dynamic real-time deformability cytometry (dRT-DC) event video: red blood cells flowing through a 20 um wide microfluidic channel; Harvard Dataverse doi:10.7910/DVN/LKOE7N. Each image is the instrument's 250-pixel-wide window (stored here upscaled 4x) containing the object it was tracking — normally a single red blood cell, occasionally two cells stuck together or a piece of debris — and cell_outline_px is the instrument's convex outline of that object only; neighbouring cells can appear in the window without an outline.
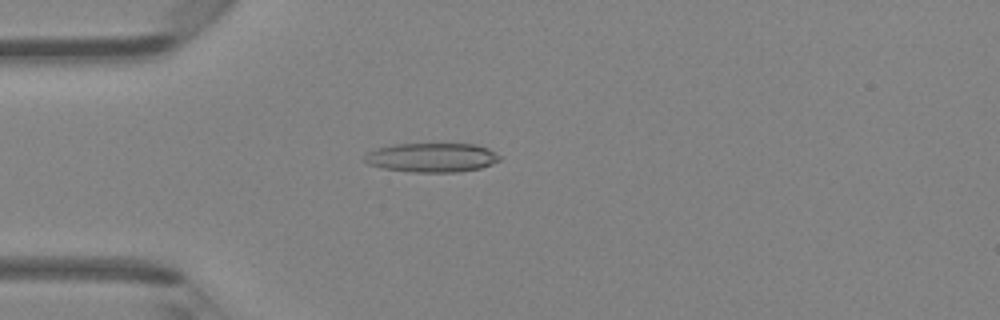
{"species": "Egyptian fruit bat (a non-hibernating species)", "species_latin": "Rousettus aegyptiacus", "temperature_condition": "room temperature", "stored_images_in_passage": 43, "camera_frame_rate_fps": 3000, "um_per_image_px": 0.085, "animal": {"sex": "female"}, "frame": {"image": 1, "passage_image": 9, "time_ms": 2.667, "image_size_px": [1000, 320], "cell_outline_px": [[500, 160], [492, 164], [480, 168], [456, 172], [412, 172], [384, 168], [368, 164], [364, 160], [364, 156], [368, 152], [376, 148], [396, 144], [476, 144], [488, 148], [500, 156]], "centroid_in_image_um": [36.71, 13.39], "position_along_channel_um": 48.3, "area_um2": 22.89}}
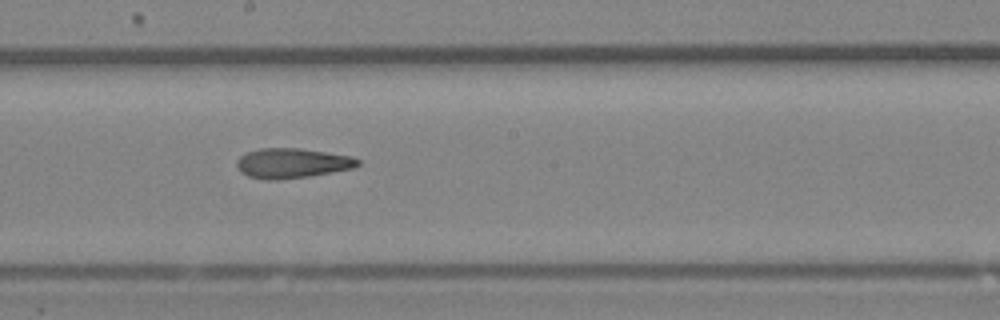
{"frame": {"image": 2, "passage_image": 22, "time_ms": 7.0, "image_size_px": [1000, 320], "cell_outline_px": [[360, 164], [352, 168], [332, 172], [308, 176], [276, 180], [264, 180], [248, 176], [240, 172], [236, 164], [236, 160], [244, 152], [260, 148], [300, 148], [352, 156], [360, 160]], "centroid_in_image_um": [24.79, 13.86], "position_along_channel_um": 223.4, "area_um2": 21.21}}
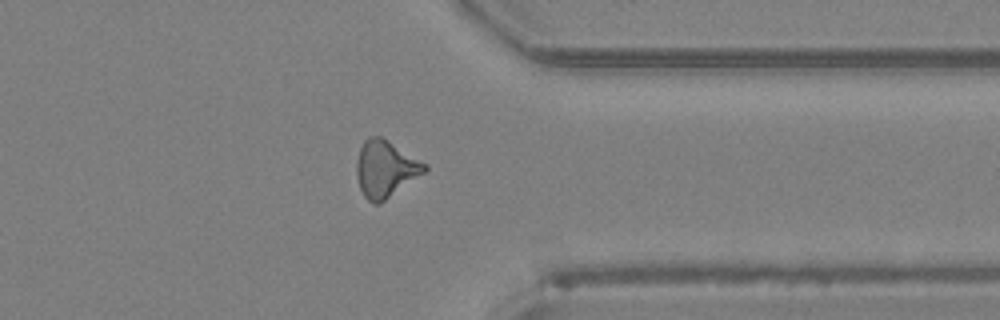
{"frame": {"image": 3, "passage_image": 33, "time_ms": 10.667, "image_size_px": [1000, 320], "cell_outline_px": [[428, 168], [424, 172], [380, 204], [372, 204], [364, 196], [360, 188], [356, 176], [356, 160], [360, 148], [364, 140], [368, 136], [380, 136], [388, 140], [428, 164]], "centroid_in_image_um": [32.74, 14.34], "position_along_channel_um": 378.7, "area_um2": 22.54}, "authors_computed_cell_mechanics": {"area_um2": 21.097, "velocity_mm_per_s": 4.3749, "shape_relaxation_time_tau1_ms": null, "shape_relaxation_time_tau2_ms": 6.9691, "deformation_change_tau1": null, "deformation_change_tau2": 0.2465}}